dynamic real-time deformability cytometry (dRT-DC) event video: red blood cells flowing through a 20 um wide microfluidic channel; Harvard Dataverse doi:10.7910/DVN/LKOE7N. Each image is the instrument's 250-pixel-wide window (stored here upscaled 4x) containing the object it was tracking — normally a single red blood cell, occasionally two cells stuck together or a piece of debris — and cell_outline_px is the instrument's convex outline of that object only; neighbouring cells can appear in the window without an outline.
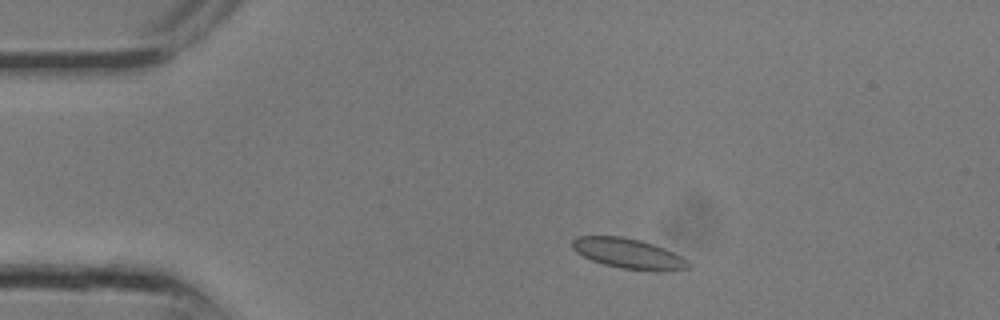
{"species": "common noctule bat (a hibernating species)", "species_latin": "Nyctalus noctula", "temperature_condition": "room temperature", "stored_images_in_passage": 24, "camera_frame_rate_fps": 3000, "um_per_image_px": 0.085, "animal": {"sex": "male", "body_mass_g": 13.3}, "frame": {"image": 1, "passage_image": 2, "time_ms": 0.333, "image_size_px": [1000, 320], "cell_outline_px": [[692, 268], [668, 272], [656, 272], [620, 268], [604, 264], [592, 260], [576, 252], [572, 248], [572, 240], [576, 236], [624, 236], [640, 240], [664, 248], [688, 260], [692, 264]], "centroid_in_image_um": [53.48, 21.57], "position_along_channel_um": 31.5, "area_um2": 20.75}}
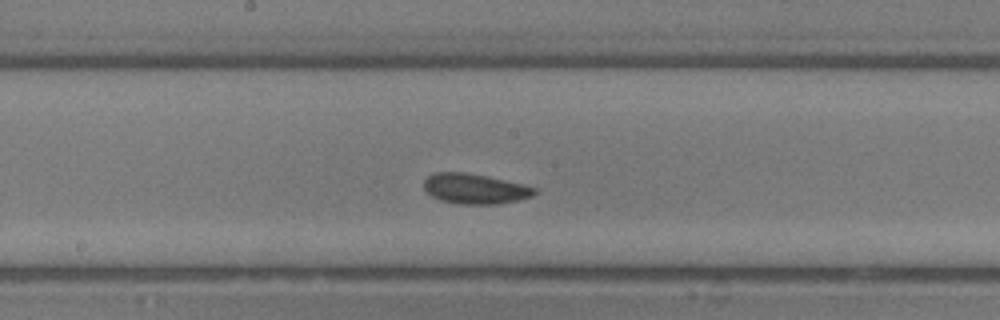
{"frame": {"image": 2, "passage_image": 11, "time_ms": 3.333, "image_size_px": [1000, 320], "cell_outline_px": [[536, 192], [532, 196], [516, 200], [496, 204], [460, 204], [440, 200], [432, 196], [424, 188], [424, 180], [428, 176], [436, 172], [464, 172], [524, 184], [536, 188]], "centroid_in_image_um": [40.35, 16.04], "position_along_channel_um": 207.9, "area_um2": 19.19}}
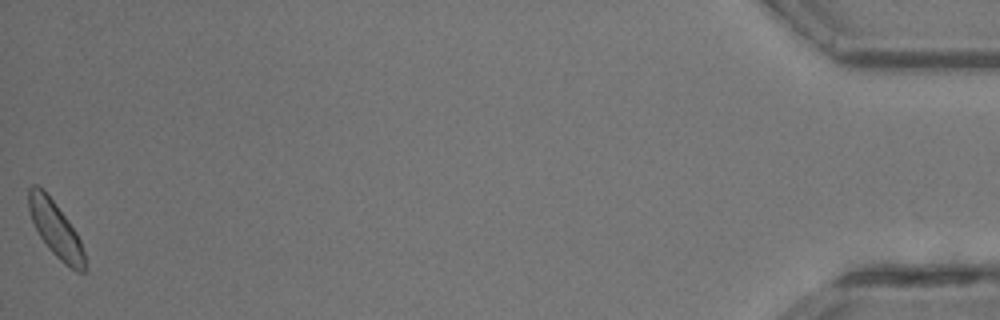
{"frame": {"image": 3, "passage_image": 24, "time_ms": 7.667, "image_size_px": [1000, 320], "cell_outline_px": [[84, 272], [76, 272], [64, 264], [48, 248], [40, 236], [32, 220], [28, 208], [28, 188], [32, 184], [36, 184], [44, 188], [68, 220], [76, 232], [80, 240], [84, 252]], "centroid_in_image_um": [4.7, 19.44], "position_along_channel_um": 430.5, "area_um2": 18.09}}